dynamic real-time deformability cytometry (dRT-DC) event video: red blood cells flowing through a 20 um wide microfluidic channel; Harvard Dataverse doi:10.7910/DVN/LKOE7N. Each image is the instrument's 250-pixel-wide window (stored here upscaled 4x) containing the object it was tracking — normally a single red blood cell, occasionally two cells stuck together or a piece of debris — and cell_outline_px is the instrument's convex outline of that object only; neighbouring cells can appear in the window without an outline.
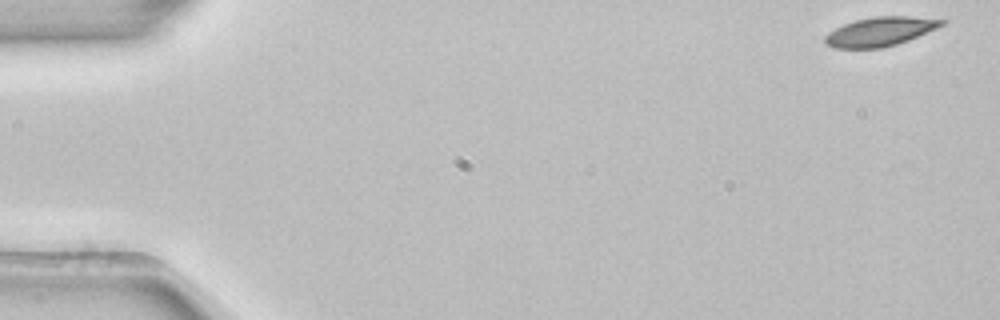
{"species": "common noctule bat (a hibernating species)", "species_latin": "Nyctalus noctula", "temperature_condition": "room temperature", "stored_images_in_passage": 52, "camera_frame_rate_fps": 3000, "um_per_image_px": 0.085, "animal": {"sex": "female", "body_mass_g": 22.7, "forearm_length_mm": 54.2}, "frame": {"image": 1, "passage_image": 1, "time_ms": 0.0, "image_size_px": [1000, 320], "cell_outline_px": [[948, 20], [944, 24], [936, 28], [908, 40], [896, 44], [880, 48], [836, 48], [828, 44], [824, 40], [824, 36], [828, 32], [844, 24], [856, 20], [872, 16], [908, 16]], "centroid_in_image_um": [74.81, 2.67], "position_along_channel_um": 10.2, "area_um2": 19.54}}
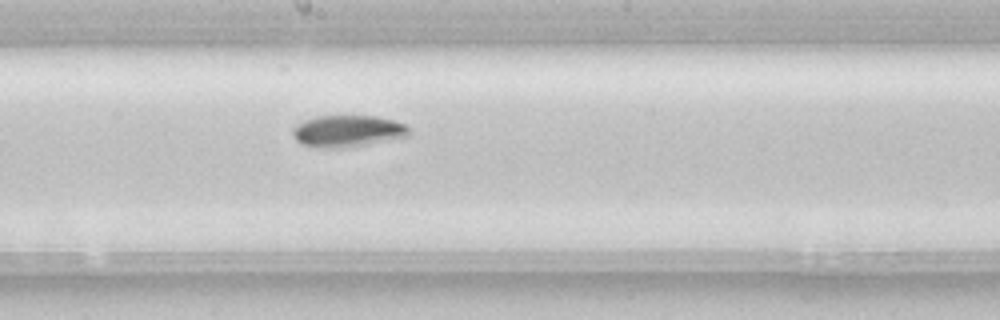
{"frame": {"image": 2, "passage_image": 28, "time_ms": 9.0, "image_size_px": [1000, 320], "cell_outline_px": [[412, 132], [408, 136], [344, 148], [324, 148], [300, 144], [292, 136], [292, 128], [296, 124], [312, 116], [376, 116], [408, 124]], "centroid_in_image_um": [29.53, 11.13], "position_along_channel_um": 218.7, "area_um2": 21.73}}
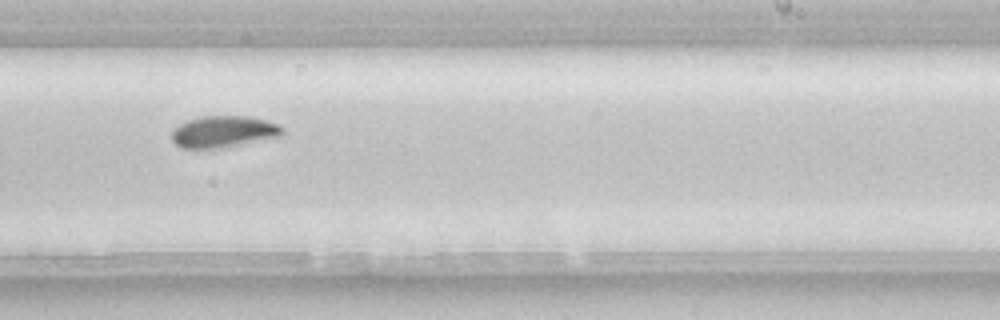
{"frame": {"image": 3, "passage_image": 32, "time_ms": 10.333, "image_size_px": [1000, 320], "cell_outline_px": [[284, 132], [280, 136], [212, 148], [180, 148], [172, 140], [172, 132], [180, 124], [188, 120], [200, 116], [248, 116], [264, 120], [276, 124], [284, 128]], "centroid_in_image_um": [18.96, 11.17], "position_along_channel_um": 270.0, "area_um2": 19.77}, "authors_computed_cell_mechanics": {"area_um2": 20.2011, "velocity_mm_per_s": 3.8792, "shape_relaxation_time_tau1_ms": 6.1705, "shape_relaxation_time_tau2_ms": null, "deformation_change_tau1": 0.1344, "deformation_change_tau2": null}}